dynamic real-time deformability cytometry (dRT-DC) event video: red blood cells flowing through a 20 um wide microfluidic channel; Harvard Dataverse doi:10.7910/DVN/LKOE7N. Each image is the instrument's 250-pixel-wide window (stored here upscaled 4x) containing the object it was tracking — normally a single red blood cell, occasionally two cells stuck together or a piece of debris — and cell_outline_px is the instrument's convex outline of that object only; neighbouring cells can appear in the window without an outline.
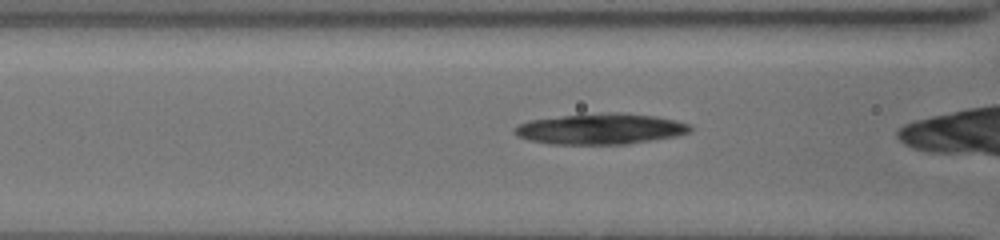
{"species": "common noctule bat (a hibernating species)", "species_latin": "Nyctalus noctula", "temperature_condition": "cold", "stored_images_in_passage": 16, "camera_frame_rate_fps": 3000, "um_per_image_px": 0.085, "animal": {"sex": "female", "body_mass_g": 19.5, "forearm_length_mm": 54.1}, "frame": {"image": 1, "passage_image": 4, "time_ms": 1.0, "image_size_px": [1000, 240], "cell_outline_px": [[692, 132], [676, 136], [628, 144], [552, 144], [528, 140], [516, 136], [512, 128], [520, 124], [532, 120], [564, 116], [608, 112], [616, 112], [652, 116], [672, 120], [688, 124], [692, 128]], "centroid_in_image_um": [51.03, 10.97], "position_along_channel_um": 115.6, "area_um2": 31.21}}
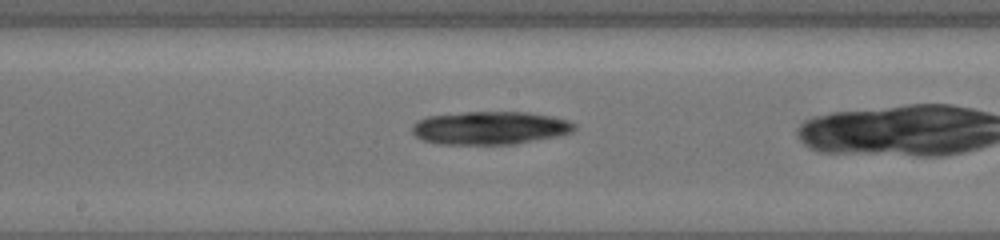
{"frame": {"image": 2, "passage_image": 10, "time_ms": 3.0, "image_size_px": [1000, 240], "cell_outline_px": [[576, 128], [572, 132], [560, 136], [516, 144], [436, 144], [424, 140], [416, 136], [412, 132], [412, 124], [416, 120], [428, 116], [464, 112], [528, 112], [552, 116], [568, 120], [576, 124]], "centroid_in_image_um": [41.67, 10.87], "position_along_channel_um": 206.5, "area_um2": 31.62}}
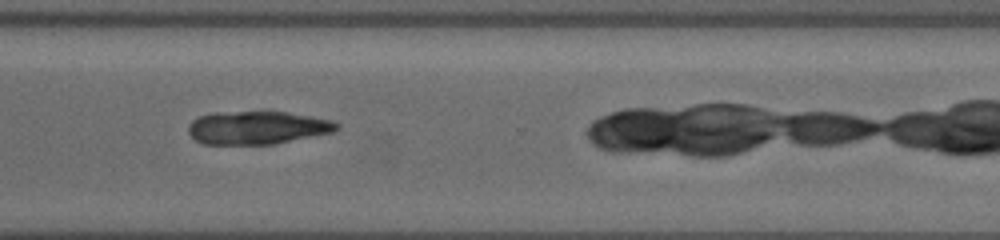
{"frame": {"image": 3, "passage_image": 14, "time_ms": 4.333, "image_size_px": [1000, 240], "cell_outline_px": [[340, 128], [332, 132], [272, 144], [204, 144], [196, 140], [188, 132], [188, 124], [192, 120], [200, 116], [216, 112], [268, 108], [332, 120], [340, 124]], "centroid_in_image_um": [21.87, 10.79], "position_along_channel_um": 348.7, "area_um2": 29.54}}